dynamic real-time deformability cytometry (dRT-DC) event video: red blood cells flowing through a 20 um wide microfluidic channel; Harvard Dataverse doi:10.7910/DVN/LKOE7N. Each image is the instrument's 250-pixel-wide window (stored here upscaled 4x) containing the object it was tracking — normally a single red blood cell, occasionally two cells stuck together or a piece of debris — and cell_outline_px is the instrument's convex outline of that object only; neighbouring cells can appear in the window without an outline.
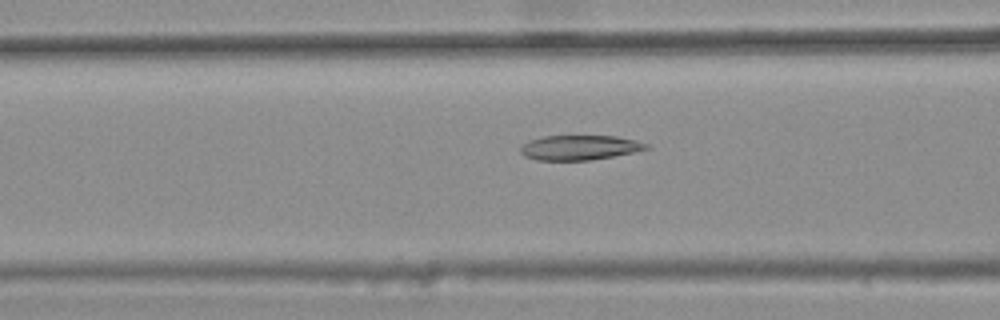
{"species": "common noctule bat (a hibernating species)", "species_latin": "Nyctalus noctula", "temperature_condition": "warm", "stored_images_in_passage": 37, "camera_frame_rate_fps": 3000, "um_per_image_px": 0.085, "animal": {"sex": "female", "body_mass_g": 25.1}, "frame": {"image": 1, "passage_image": 10, "time_ms": 3.0, "image_size_px": [1000, 320], "cell_outline_px": [[652, 148], [592, 160], [536, 160], [524, 156], [520, 152], [520, 148], [528, 140], [544, 136], [616, 136], [636, 140], [652, 144]], "centroid_in_image_um": [49.29, 12.54], "position_along_channel_um": 117.3, "area_um2": 18.26}}
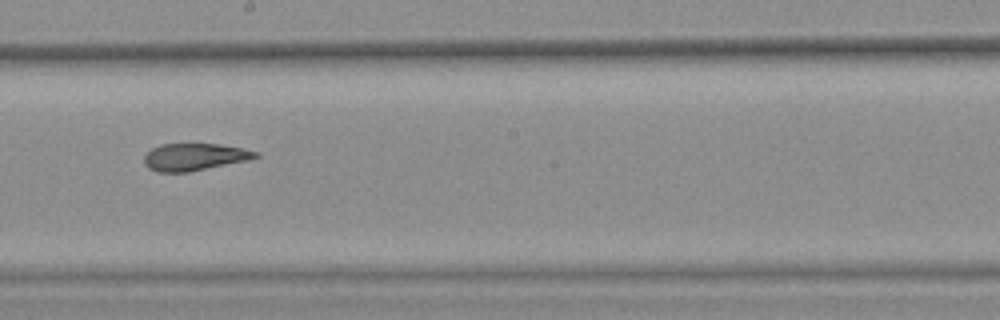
{"frame": {"image": 2, "passage_image": 19, "time_ms": 6.0, "image_size_px": [1000, 320], "cell_outline_px": [[260, 156], [248, 160], [188, 172], [156, 172], [148, 168], [144, 164], [144, 156], [152, 148], [160, 144], [216, 144], [240, 148], [260, 152]], "centroid_in_image_um": [16.5, 13.34], "position_along_channel_um": 231.7, "area_um2": 17.57}}
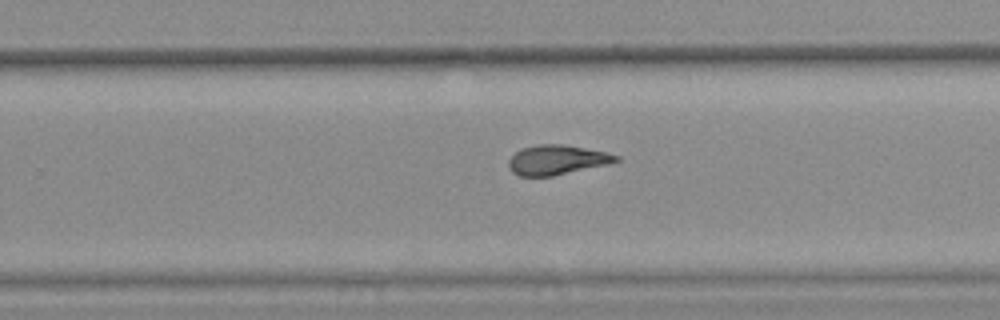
{"frame": {"image": 3, "passage_image": 23, "time_ms": 7.333, "image_size_px": [1000, 320], "cell_outline_px": [[620, 160], [608, 164], [552, 176], [520, 176], [512, 172], [508, 168], [508, 160], [516, 152], [524, 148], [536, 144], [560, 144], [584, 148], [604, 152], [620, 156]], "centroid_in_image_um": [47.31, 13.59], "position_along_channel_um": 282.5, "area_um2": 18.38}, "authors_computed_cell_mechanics": {"area_um2": 18.5538, "velocity_mm_per_s": 3.8167, "shape_relaxation_time_tau1_ms": null, "shape_relaxation_time_tau2_ms": 2.9977, "deformation_change_tau1": null, "deformation_change_tau2": 0.1119}}